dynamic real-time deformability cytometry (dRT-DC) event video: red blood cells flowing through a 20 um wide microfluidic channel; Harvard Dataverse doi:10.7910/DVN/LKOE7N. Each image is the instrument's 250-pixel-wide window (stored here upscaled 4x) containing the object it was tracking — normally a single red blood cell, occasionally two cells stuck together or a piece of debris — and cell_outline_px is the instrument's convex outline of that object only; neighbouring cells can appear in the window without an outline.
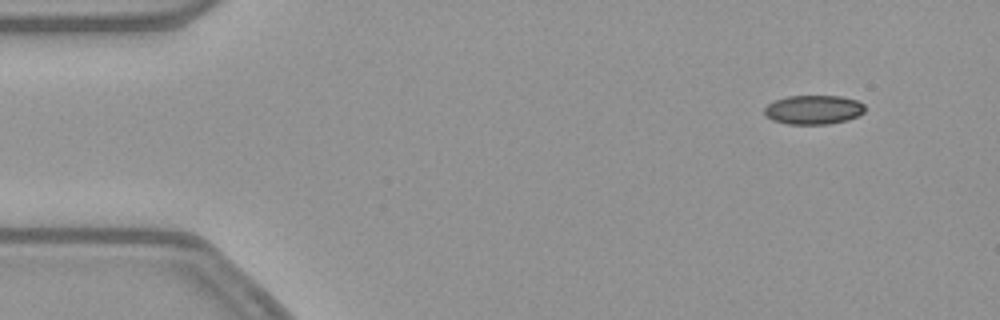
{"species": "common noctule bat (a hibernating species)", "species_latin": "Nyctalus noctula", "temperature_condition": "warm", "stored_images_in_passage": 53, "camera_frame_rate_fps": 3000, "um_per_image_px": 0.085, "animal": {"sex": "female", "body_mass_g": 21.9}, "frame": {"image": 1, "passage_image": 5, "time_ms": 1.333, "image_size_px": [1000, 320], "cell_outline_px": [[864, 112], [848, 120], [828, 124], [788, 124], [772, 120], [764, 116], [764, 108], [768, 104], [776, 100], [788, 96], [840, 96], [856, 100], [864, 104]], "centroid_in_image_um": [69.12, 9.33], "position_along_channel_um": 15.9, "area_um2": 17.05}}
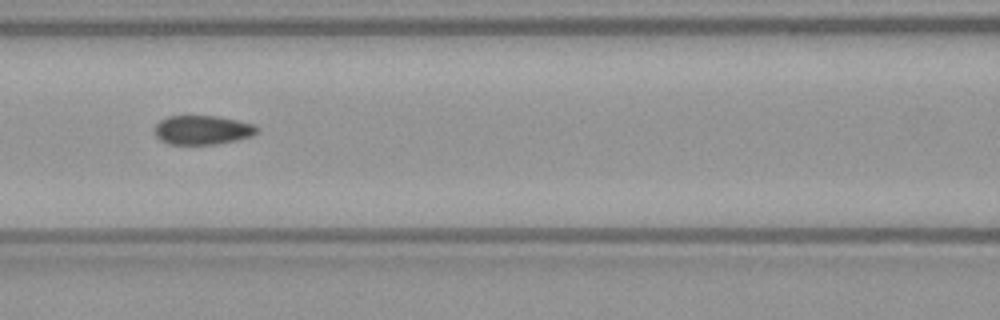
{"frame": {"image": 2, "passage_image": 23, "time_ms": 7.333, "image_size_px": [1000, 320], "cell_outline_px": [[256, 132], [252, 136], [236, 140], [216, 144], [168, 144], [160, 140], [152, 132], [152, 128], [160, 120], [168, 116], [216, 116], [256, 124]], "centroid_in_image_um": [17.14, 11.05], "position_along_channel_um": 149.5, "area_um2": 17.46}}
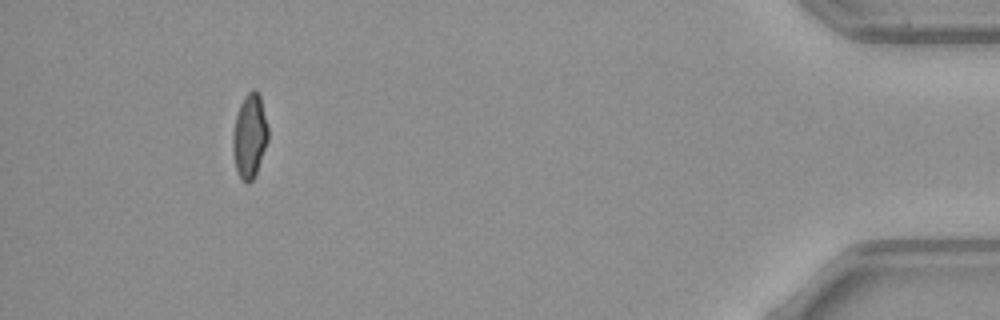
{"frame": {"image": 3, "passage_image": 49, "time_ms": 16.0, "image_size_px": [1000, 320], "cell_outline_px": [[268, 140], [256, 172], [252, 180], [248, 184], [240, 176], [236, 168], [232, 152], [232, 136], [236, 116], [240, 104], [244, 96], [252, 88], [256, 88], [260, 96], [268, 128]], "centroid_in_image_um": [21.21, 11.52], "position_along_channel_um": 414.0, "area_um2": 17.17}, "authors_computed_cell_mechanics": {"area_um2": 17.7446, "velocity_mm_per_s": 3.8817, "shape_relaxation_time_tau1_ms": null, "shape_relaxation_time_tau2_ms": 1.1365, "deformation_change_tau1": null, "deformation_change_tau2": 0.0697}}